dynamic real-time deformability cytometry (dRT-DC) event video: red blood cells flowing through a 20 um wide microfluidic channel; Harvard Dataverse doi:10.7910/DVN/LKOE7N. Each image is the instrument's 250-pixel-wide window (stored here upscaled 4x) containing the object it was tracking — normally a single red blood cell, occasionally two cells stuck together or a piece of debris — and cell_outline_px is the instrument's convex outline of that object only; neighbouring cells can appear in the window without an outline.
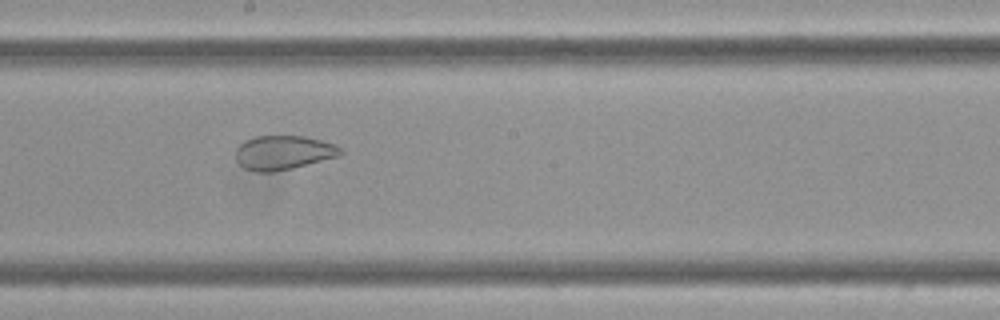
{"species": "Egyptian fruit bat (a non-hibernating species)", "species_latin": "Rousettus aegyptiacus", "temperature_condition": "cold", "stored_images_in_passage": 10, "camera_frame_rate_fps": 3000, "um_per_image_px": 0.085, "frame": {"image": 1, "passage_image": 9, "time_ms": 2.667, "image_size_px": [1000, 320], "cell_outline_px": [[344, 152], [340, 156], [292, 168], [272, 172], [256, 172], [244, 168], [236, 160], [236, 148], [240, 144], [256, 136], [304, 136], [336, 144]], "centroid_in_image_um": [24.1, 12.97], "position_along_channel_um": 224.1, "area_um2": 20.81}}